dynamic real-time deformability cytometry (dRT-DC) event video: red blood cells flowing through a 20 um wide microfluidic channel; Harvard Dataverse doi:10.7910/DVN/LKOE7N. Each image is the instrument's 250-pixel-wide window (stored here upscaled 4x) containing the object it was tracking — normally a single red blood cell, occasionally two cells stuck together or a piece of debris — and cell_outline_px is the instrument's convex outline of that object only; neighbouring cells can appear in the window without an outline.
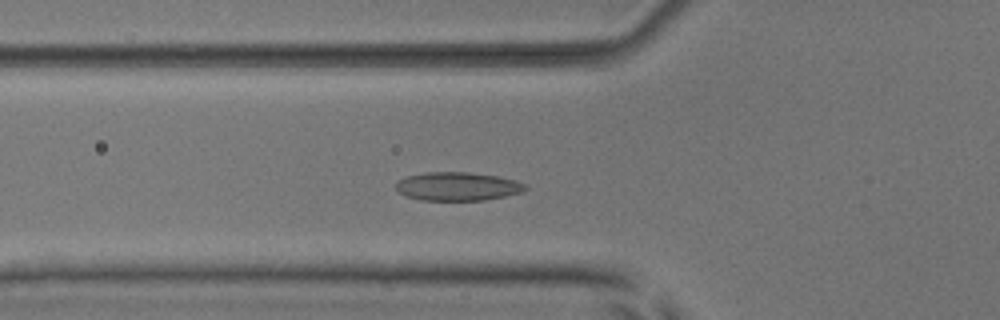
{"species": "common noctule bat (a hibernating species)", "species_latin": "Nyctalus noctula", "temperature_condition": "room temperature", "stored_images_in_passage": 50, "segment_of_instrument_passage": [1, 2], "camera_frame_rate_fps": 3000, "um_per_image_px": 0.085, "animal": {"sex": "male", "body_mass_g": 17.9, "forearm_length_mm": 54.2}, "frame": {"image": 1, "passage_image": 15, "time_ms": 4.667, "image_size_px": [1000, 320], "cell_outline_px": [[528, 188], [524, 192], [484, 200], [420, 200], [404, 196], [396, 188], [396, 184], [400, 180], [408, 176], [428, 172], [468, 172], [496, 176], [516, 180], [524, 184]], "centroid_in_image_um": [38.91, 15.85], "position_along_channel_um": 86.9, "area_um2": 21.39}}
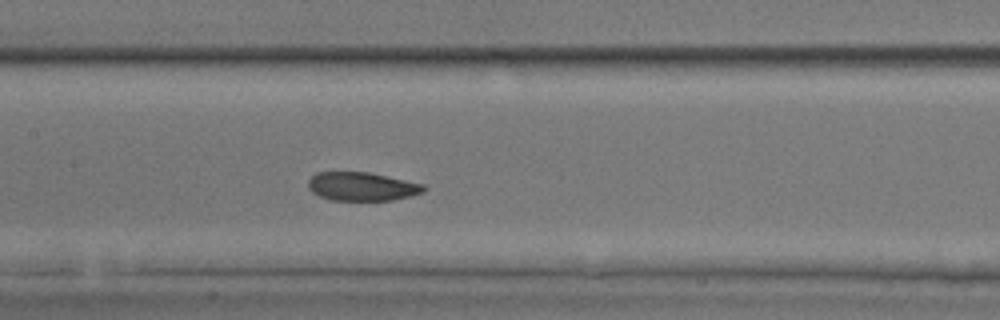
{"frame": {"image": 2, "passage_image": 22, "time_ms": 7.0, "image_size_px": [1000, 320], "cell_outline_px": [[428, 188], [424, 192], [392, 200], [328, 200], [312, 192], [308, 188], [308, 180], [316, 172], [368, 172], [424, 184]], "centroid_in_image_um": [30.75, 15.85], "position_along_channel_um": 176.6, "area_um2": 19.25}}
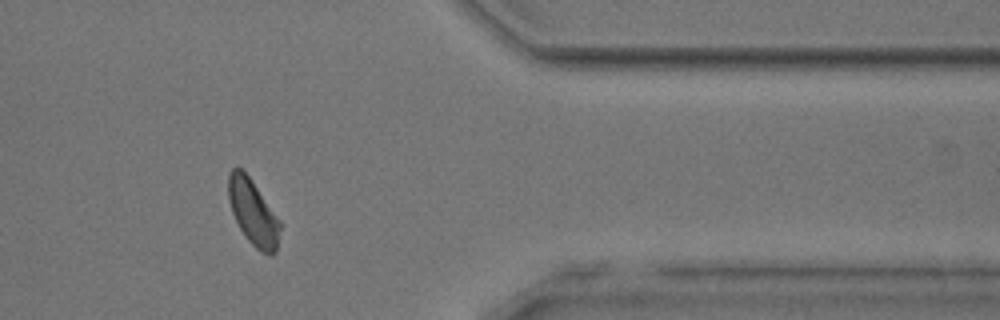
{"frame": {"image": 3, "passage_image": 40, "time_ms": 13.0, "image_size_px": [1000, 320], "cell_outline_px": [[280, 228], [276, 252], [272, 256], [260, 252], [248, 240], [240, 228], [232, 212], [228, 200], [228, 172], [232, 168], [240, 168], [248, 176], [280, 220]], "centroid_in_image_um": [21.5, 18.08], "position_along_channel_um": 389.9, "area_um2": 19.48}}